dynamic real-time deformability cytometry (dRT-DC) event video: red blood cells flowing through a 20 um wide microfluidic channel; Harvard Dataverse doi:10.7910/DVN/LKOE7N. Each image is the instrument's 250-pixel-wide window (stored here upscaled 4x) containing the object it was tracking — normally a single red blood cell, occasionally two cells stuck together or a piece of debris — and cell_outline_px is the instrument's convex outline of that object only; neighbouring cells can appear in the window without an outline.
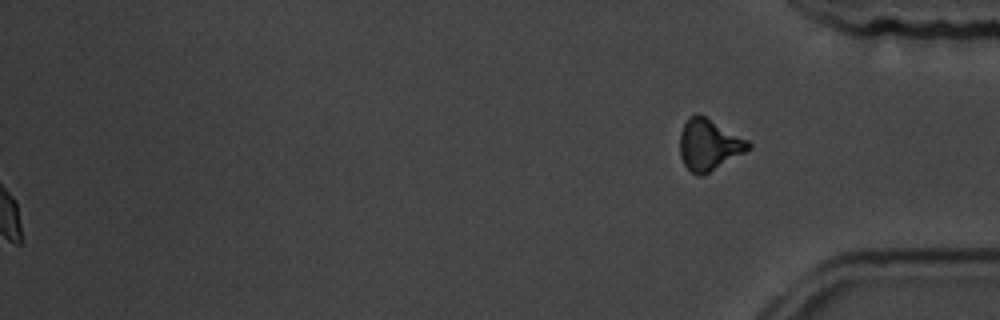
{"species": "common noctule bat (a hibernating species)", "species_latin": "Nyctalus noctula", "temperature_condition": "room temperature", "stored_images_in_passage": 40, "segment_of_instrument_passage": [2, 2], "camera_frame_rate_fps": 3000, "um_per_image_px": 0.085, "animal": {"sex": "male", "body_mass_g": 19.5, "forearm_length_mm": 54.6}, "frame": {"image": 1, "passage_image": 40, "time_ms": 13.0, "image_size_px": [1000, 320], "cell_outline_px": [[752, 148], [708, 172], [700, 176], [692, 172], [684, 164], [680, 156], [680, 132], [688, 116], [696, 112], [704, 116], [748, 140], [752, 144]], "centroid_in_image_um": [60.24, 12.28], "position_along_channel_um": 375.0, "area_um2": 20.17}}